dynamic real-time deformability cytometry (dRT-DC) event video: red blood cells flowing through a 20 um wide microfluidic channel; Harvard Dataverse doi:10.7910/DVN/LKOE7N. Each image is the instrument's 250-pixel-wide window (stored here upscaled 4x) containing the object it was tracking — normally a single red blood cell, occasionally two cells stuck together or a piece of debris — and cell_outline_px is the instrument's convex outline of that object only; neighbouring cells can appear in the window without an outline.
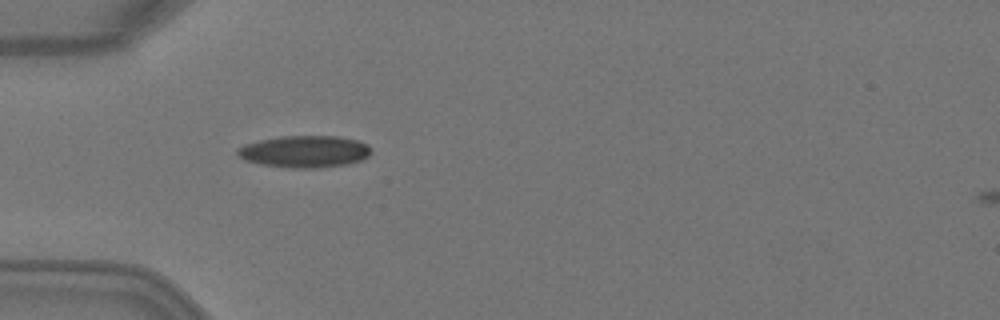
{"species": "Egyptian fruit bat (a non-hibernating species)", "species_latin": "Rousettus aegyptiacus", "temperature_condition": "warm", "stored_images_in_passage": 5, "camera_frame_rate_fps": 3000, "um_per_image_px": 0.085, "animal": {"sex": "female"}, "frame": {"image": 1, "passage_image": 5, "time_ms": 1.333, "image_size_px": [1000, 320], "cell_outline_px": [[372, 152], [368, 156], [360, 160], [348, 164], [320, 168], [288, 168], [260, 164], [244, 160], [236, 152], [236, 148], [244, 144], [260, 140], [280, 136], [336, 136], [356, 140], [368, 144]], "centroid_in_image_um": [25.88, 12.88], "position_along_channel_um": 59.1, "area_um2": 25.03}}